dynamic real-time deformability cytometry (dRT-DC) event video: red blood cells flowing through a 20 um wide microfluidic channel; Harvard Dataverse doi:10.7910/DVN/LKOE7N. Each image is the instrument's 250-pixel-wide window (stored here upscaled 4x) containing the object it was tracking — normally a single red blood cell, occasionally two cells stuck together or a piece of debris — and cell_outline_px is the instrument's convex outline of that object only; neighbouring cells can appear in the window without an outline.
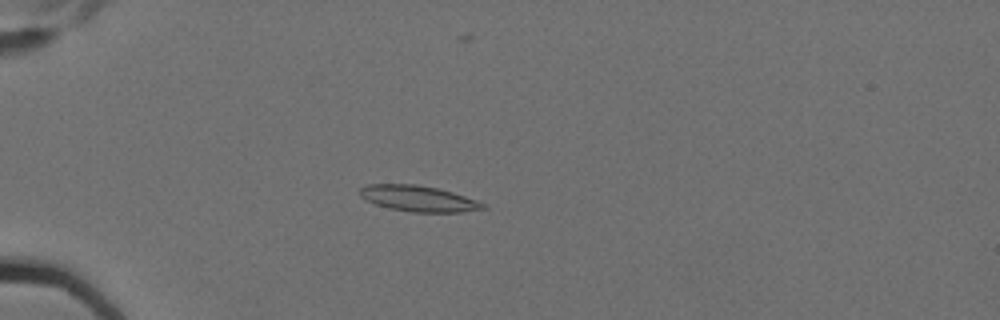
{"species": "Egyptian fruit bat (a non-hibernating species)", "species_latin": "Rousettus aegyptiacus", "temperature_condition": "cold", "stored_images_in_passage": 7, "camera_frame_rate_fps": 3000, "um_per_image_px": 0.085, "animal": {"sex": "female"}, "frame": {"image": 1, "passage_image": 4, "time_ms": 1.0, "image_size_px": [1000, 320], "cell_outline_px": [[488, 208], [460, 212], [412, 212], [388, 208], [376, 204], [360, 196], [360, 188], [368, 184], [416, 184], [436, 188], [452, 192], [488, 204]], "centroid_in_image_um": [35.59, 16.88], "position_along_channel_um": 49.4, "area_um2": 18.5}}
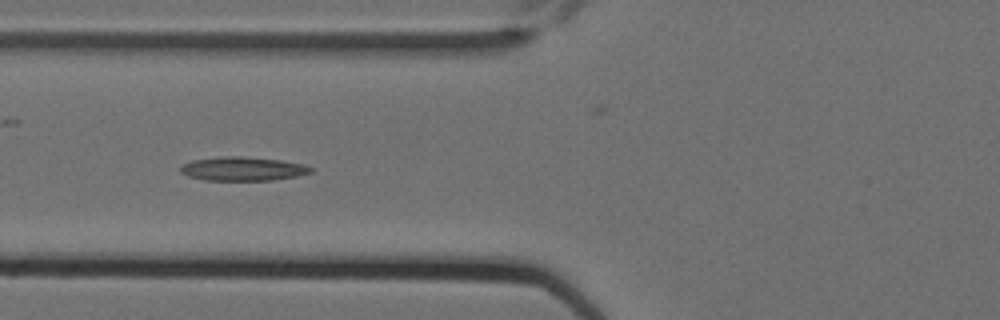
{"frame": {"image": 2, "passage_image": 6, "time_ms": 1.667, "image_size_px": [1000, 320], "cell_outline_px": [[312, 172], [296, 176], [272, 180], [204, 180], [188, 176], [180, 172], [180, 168], [184, 164], [192, 160], [220, 156], [244, 156], [280, 160], [304, 164], [312, 168]], "centroid_in_image_um": [20.62, 14.34], "position_along_channel_um": 105.2, "area_um2": 18.09}}
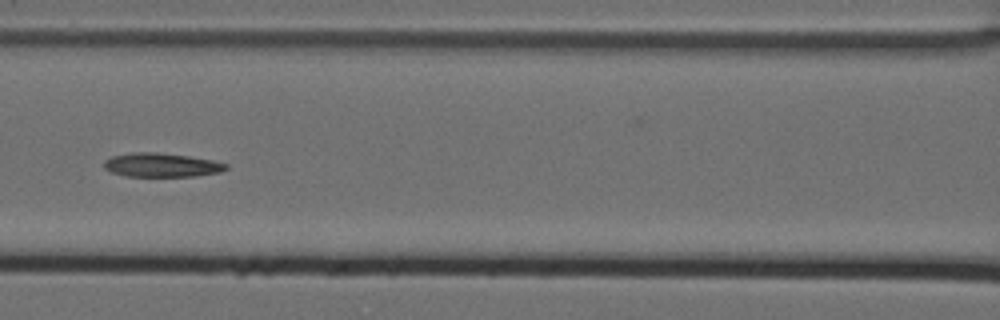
{"frame": {"image": 3, "passage_image": 7, "time_ms": 2.0, "image_size_px": [1000, 320], "cell_outline_px": [[228, 168], [220, 172], [192, 176], [124, 176], [112, 172], [104, 168], [104, 160], [112, 156], [132, 152], [156, 152], [188, 156], [212, 160], [228, 164]], "centroid_in_image_um": [13.71, 14.02], "position_along_channel_um": 152.9, "area_um2": 16.94}}